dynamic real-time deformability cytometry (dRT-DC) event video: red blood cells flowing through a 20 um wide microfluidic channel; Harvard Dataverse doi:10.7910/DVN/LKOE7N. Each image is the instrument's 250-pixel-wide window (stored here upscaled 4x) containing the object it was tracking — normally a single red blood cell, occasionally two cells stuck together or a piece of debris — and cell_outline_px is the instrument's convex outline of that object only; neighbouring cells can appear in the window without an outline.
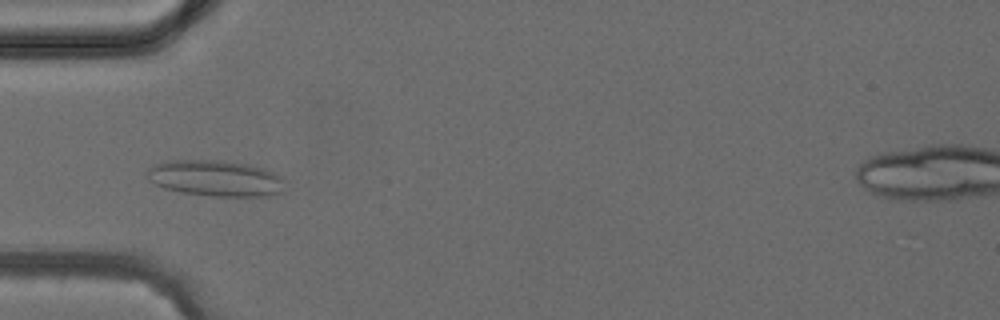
{"species": "common noctule bat (a hibernating species)", "species_latin": "Nyctalus noctula", "temperature_condition": "cold", "stored_images_in_passage": 5, "camera_frame_rate_fps": 3000, "um_per_image_px": 0.085, "animal": {"sex": "female", "body_mass_g": 24.6, "forearm_length_mm": 56.2}, "frame": {"image": 1, "passage_image": 4, "time_ms": 3.667, "image_size_px": [1000, 320], "cell_outline_px": [[284, 192], [276, 196], [212, 196], [184, 192], [164, 188], [148, 180], [144, 176], [144, 172], [148, 168], [156, 164], [168, 160], [220, 160], [248, 164], [264, 168], [276, 172], [280, 176]], "centroid_in_image_um": [18.31, 15.15], "position_along_channel_um": 66.7, "area_um2": 29.25}}